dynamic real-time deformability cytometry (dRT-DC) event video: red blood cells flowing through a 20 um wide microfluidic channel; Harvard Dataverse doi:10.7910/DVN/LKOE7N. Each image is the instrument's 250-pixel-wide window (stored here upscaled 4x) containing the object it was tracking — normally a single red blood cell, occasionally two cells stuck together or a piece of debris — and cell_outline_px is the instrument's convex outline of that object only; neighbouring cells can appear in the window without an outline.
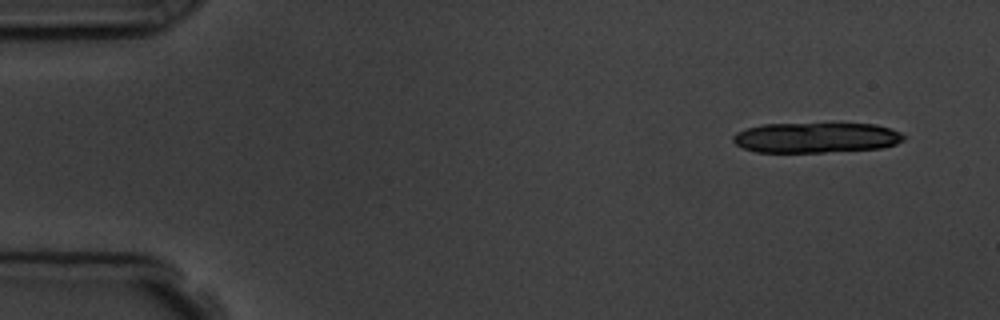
{"species": "common noctule bat (a hibernating species)", "species_latin": "Nyctalus noctula", "temperature_condition": "room temperature", "stored_images_in_passage": 8, "camera_frame_rate_fps": 3000, "um_per_image_px": 0.085, "animal": {"sex": "male", "body_mass_g": 19.5, "forearm_length_mm": 54.6}, "frame": {"image": 1, "passage_image": 1, "time_ms": 0.0, "image_size_px": [1000, 320], "cell_outline_px": [[904, 140], [896, 144], [880, 148], [824, 152], [756, 152], [744, 148], [736, 144], [732, 140], [732, 136], [736, 132], [760, 124], [876, 124], [892, 128], [900, 132], [904, 136]], "centroid_in_image_um": [69.36, 11.7], "position_along_channel_um": 15.6, "area_um2": 30.06}}
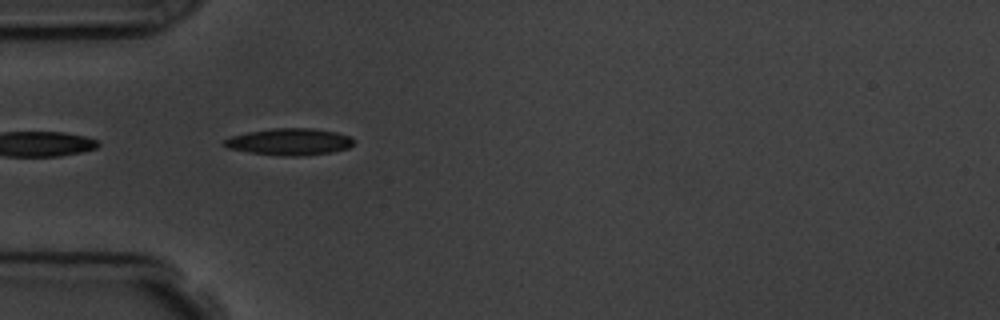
{"frame": {"image": 2, "passage_image": 5, "time_ms": 4.333, "image_size_px": [1000, 320], "cell_outline_px": [[356, 140], [348, 148], [332, 152], [300, 156], [284, 156], [248, 152], [228, 148], [220, 144], [224, 140], [232, 136], [248, 132], [272, 128], [312, 128], [336, 132], [348, 136]], "centroid_in_image_um": [24.59, 12.05], "position_along_channel_um": 60.4, "area_um2": 20.23}}